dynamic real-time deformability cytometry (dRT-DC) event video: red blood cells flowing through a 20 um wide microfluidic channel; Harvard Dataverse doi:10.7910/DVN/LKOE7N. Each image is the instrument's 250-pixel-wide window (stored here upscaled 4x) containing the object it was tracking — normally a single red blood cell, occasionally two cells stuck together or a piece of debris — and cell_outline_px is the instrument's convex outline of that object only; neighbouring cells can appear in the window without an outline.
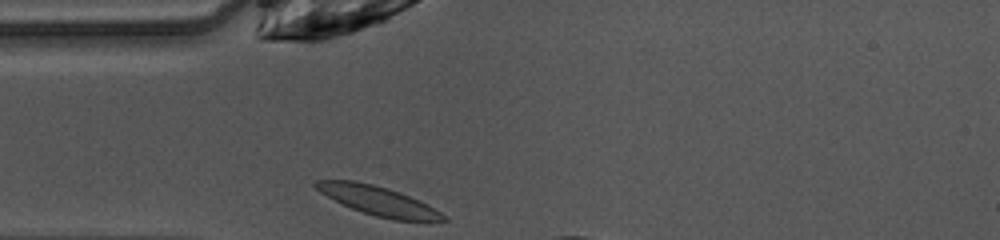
{"species": "common noctule bat (a hibernating species)", "species_latin": "Nyctalus noctula", "temperature_condition": "warm", "stored_images_in_passage": 5, "camera_frame_rate_fps": 3000, "um_per_image_px": 0.085, "animal": {"sex": "female", "body_mass_g": 10.0, "forearm_length_mm": 53.1}, "frame": {"image": 1, "passage_image": 1, "time_ms": 0.0, "image_size_px": [1000, 240], "cell_outline_px": [[448, 220], [392, 220], [376, 216], [352, 208], [320, 192], [312, 184], [312, 180], [352, 180], [372, 184], [388, 188], [408, 196], [440, 212]], "centroid_in_image_um": [32.05, 17.04], "position_along_channel_um": 52.9, "area_um2": 20.87}}